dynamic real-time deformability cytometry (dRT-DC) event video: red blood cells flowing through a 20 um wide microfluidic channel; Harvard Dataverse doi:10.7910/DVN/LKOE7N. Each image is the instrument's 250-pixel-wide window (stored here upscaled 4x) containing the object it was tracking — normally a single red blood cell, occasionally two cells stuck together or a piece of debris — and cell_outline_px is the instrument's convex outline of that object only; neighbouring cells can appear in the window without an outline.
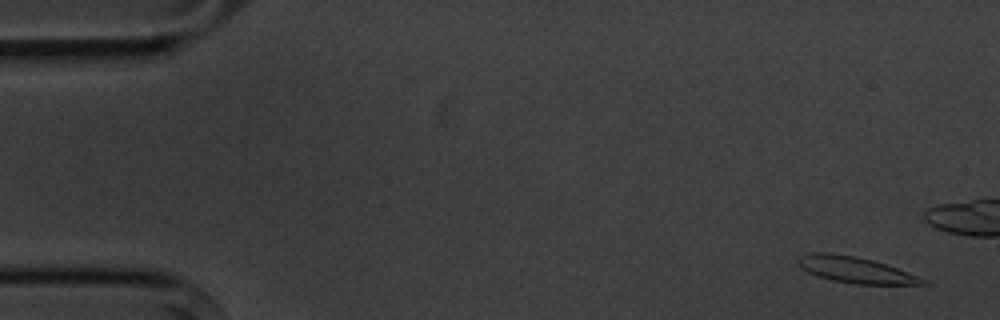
{"species": "common noctule bat (a hibernating species)", "species_latin": "Nyctalus noctula", "temperature_condition": "cold", "stored_images_in_passage": 5, "camera_frame_rate_fps": 3000, "um_per_image_px": 0.085, "animal": {"sex": "male", "body_mass_g": 20.1, "forearm_length_mm": 53.5}, "frame": {"image": 1, "passage_image": 1, "time_ms": 0.0, "image_size_px": [1000, 320], "cell_outline_px": [[932, 284], [856, 284], [832, 280], [816, 276], [800, 268], [796, 260], [800, 256], [812, 252], [828, 252], [856, 256], [872, 260], [896, 268], [928, 280]], "centroid_in_image_um": [72.67, 22.93], "position_along_channel_um": 12.3, "area_um2": 18.96}}